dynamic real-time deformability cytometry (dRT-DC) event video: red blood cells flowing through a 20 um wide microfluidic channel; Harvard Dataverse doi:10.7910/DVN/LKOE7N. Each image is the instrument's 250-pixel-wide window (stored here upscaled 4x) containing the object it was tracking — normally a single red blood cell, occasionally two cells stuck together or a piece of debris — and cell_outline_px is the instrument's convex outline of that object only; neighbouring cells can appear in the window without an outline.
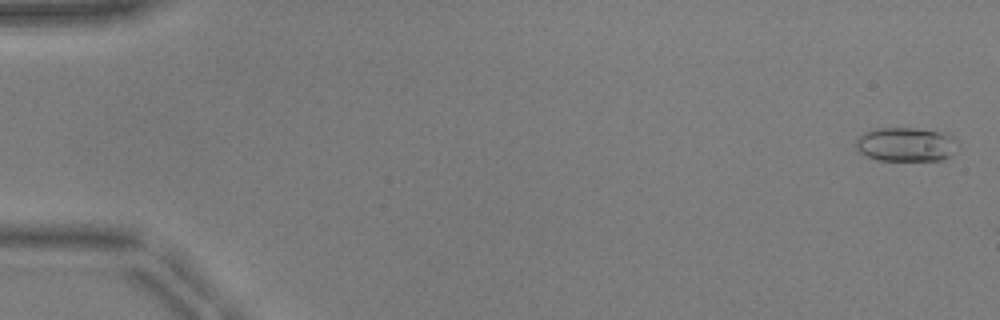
{"species": "common noctule bat (a hibernating species)", "species_latin": "Nyctalus noctula", "temperature_condition": "warm", "stored_images_in_passage": 9, "camera_frame_rate_fps": 3000, "um_per_image_px": 0.085, "animal": {"sex": "male", "body_mass_g": 17.9, "forearm_length_mm": 54.2}, "frame": {"image": 1, "passage_image": 2, "time_ms": 0.333, "image_size_px": [1000, 320], "cell_outline_px": [[956, 140], [952, 156], [940, 160], [876, 160], [864, 156], [856, 152], [856, 140], [864, 132], [872, 128], [912, 128], [940, 132], [952, 136]], "centroid_in_image_um": [76.92, 12.28], "position_along_channel_um": 8.1, "area_um2": 20.29}}